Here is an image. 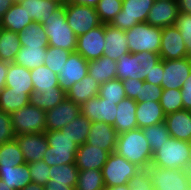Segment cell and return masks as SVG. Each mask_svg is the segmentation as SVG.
<instances>
[{
    "label": "cell",
    "instance_id": "cell-33",
    "mask_svg": "<svg viewBox=\"0 0 191 190\" xmlns=\"http://www.w3.org/2000/svg\"><path fill=\"white\" fill-rule=\"evenodd\" d=\"M65 98L66 92L60 86H56L52 90L44 91V93L33 91L30 94L29 104L48 111L61 103Z\"/></svg>",
    "mask_w": 191,
    "mask_h": 190
},
{
    "label": "cell",
    "instance_id": "cell-29",
    "mask_svg": "<svg viewBox=\"0 0 191 190\" xmlns=\"http://www.w3.org/2000/svg\"><path fill=\"white\" fill-rule=\"evenodd\" d=\"M116 65L117 61L103 55L98 59L88 61V74L101 85L117 79Z\"/></svg>",
    "mask_w": 191,
    "mask_h": 190
},
{
    "label": "cell",
    "instance_id": "cell-46",
    "mask_svg": "<svg viewBox=\"0 0 191 190\" xmlns=\"http://www.w3.org/2000/svg\"><path fill=\"white\" fill-rule=\"evenodd\" d=\"M98 96L110 101H117V104L127 98L123 83L120 79L110 80L101 84Z\"/></svg>",
    "mask_w": 191,
    "mask_h": 190
},
{
    "label": "cell",
    "instance_id": "cell-57",
    "mask_svg": "<svg viewBox=\"0 0 191 190\" xmlns=\"http://www.w3.org/2000/svg\"><path fill=\"white\" fill-rule=\"evenodd\" d=\"M178 5L180 12L191 15V0H178Z\"/></svg>",
    "mask_w": 191,
    "mask_h": 190
},
{
    "label": "cell",
    "instance_id": "cell-59",
    "mask_svg": "<svg viewBox=\"0 0 191 190\" xmlns=\"http://www.w3.org/2000/svg\"><path fill=\"white\" fill-rule=\"evenodd\" d=\"M99 0H69V2H72L74 4L79 5H86L91 7H96Z\"/></svg>",
    "mask_w": 191,
    "mask_h": 190
},
{
    "label": "cell",
    "instance_id": "cell-51",
    "mask_svg": "<svg viewBox=\"0 0 191 190\" xmlns=\"http://www.w3.org/2000/svg\"><path fill=\"white\" fill-rule=\"evenodd\" d=\"M15 139L10 114L0 110V146Z\"/></svg>",
    "mask_w": 191,
    "mask_h": 190
},
{
    "label": "cell",
    "instance_id": "cell-63",
    "mask_svg": "<svg viewBox=\"0 0 191 190\" xmlns=\"http://www.w3.org/2000/svg\"><path fill=\"white\" fill-rule=\"evenodd\" d=\"M58 3L60 6H64L69 0H49Z\"/></svg>",
    "mask_w": 191,
    "mask_h": 190
},
{
    "label": "cell",
    "instance_id": "cell-39",
    "mask_svg": "<svg viewBox=\"0 0 191 190\" xmlns=\"http://www.w3.org/2000/svg\"><path fill=\"white\" fill-rule=\"evenodd\" d=\"M25 164L24 155L16 139L0 146V168H9Z\"/></svg>",
    "mask_w": 191,
    "mask_h": 190
},
{
    "label": "cell",
    "instance_id": "cell-50",
    "mask_svg": "<svg viewBox=\"0 0 191 190\" xmlns=\"http://www.w3.org/2000/svg\"><path fill=\"white\" fill-rule=\"evenodd\" d=\"M128 185L130 190H154V186L148 174L147 169L139 170L129 180Z\"/></svg>",
    "mask_w": 191,
    "mask_h": 190
},
{
    "label": "cell",
    "instance_id": "cell-56",
    "mask_svg": "<svg viewBox=\"0 0 191 190\" xmlns=\"http://www.w3.org/2000/svg\"><path fill=\"white\" fill-rule=\"evenodd\" d=\"M8 62L0 60V92L5 87V79L8 71Z\"/></svg>",
    "mask_w": 191,
    "mask_h": 190
},
{
    "label": "cell",
    "instance_id": "cell-12",
    "mask_svg": "<svg viewBox=\"0 0 191 190\" xmlns=\"http://www.w3.org/2000/svg\"><path fill=\"white\" fill-rule=\"evenodd\" d=\"M81 114L90 122H104L113 125L116 120L117 101H110L98 95L80 106Z\"/></svg>",
    "mask_w": 191,
    "mask_h": 190
},
{
    "label": "cell",
    "instance_id": "cell-37",
    "mask_svg": "<svg viewBox=\"0 0 191 190\" xmlns=\"http://www.w3.org/2000/svg\"><path fill=\"white\" fill-rule=\"evenodd\" d=\"M91 127L90 120L81 113L76 119L65 125L61 132L66 134L78 146L86 143Z\"/></svg>",
    "mask_w": 191,
    "mask_h": 190
},
{
    "label": "cell",
    "instance_id": "cell-34",
    "mask_svg": "<svg viewBox=\"0 0 191 190\" xmlns=\"http://www.w3.org/2000/svg\"><path fill=\"white\" fill-rule=\"evenodd\" d=\"M46 50L47 47L22 46L13 63L23 66L29 70L40 67L44 64Z\"/></svg>",
    "mask_w": 191,
    "mask_h": 190
},
{
    "label": "cell",
    "instance_id": "cell-54",
    "mask_svg": "<svg viewBox=\"0 0 191 190\" xmlns=\"http://www.w3.org/2000/svg\"><path fill=\"white\" fill-rule=\"evenodd\" d=\"M183 109L191 111V73L186 78L181 88Z\"/></svg>",
    "mask_w": 191,
    "mask_h": 190
},
{
    "label": "cell",
    "instance_id": "cell-8",
    "mask_svg": "<svg viewBox=\"0 0 191 190\" xmlns=\"http://www.w3.org/2000/svg\"><path fill=\"white\" fill-rule=\"evenodd\" d=\"M139 170L138 166L116 152L110 153L101 170L105 188L128 184Z\"/></svg>",
    "mask_w": 191,
    "mask_h": 190
},
{
    "label": "cell",
    "instance_id": "cell-4",
    "mask_svg": "<svg viewBox=\"0 0 191 190\" xmlns=\"http://www.w3.org/2000/svg\"><path fill=\"white\" fill-rule=\"evenodd\" d=\"M48 36V45L75 52L77 36L69 27L64 7L60 6L48 19L42 22Z\"/></svg>",
    "mask_w": 191,
    "mask_h": 190
},
{
    "label": "cell",
    "instance_id": "cell-65",
    "mask_svg": "<svg viewBox=\"0 0 191 190\" xmlns=\"http://www.w3.org/2000/svg\"><path fill=\"white\" fill-rule=\"evenodd\" d=\"M188 171H189V174H190V176H191V165H190V168H189V170H188Z\"/></svg>",
    "mask_w": 191,
    "mask_h": 190
},
{
    "label": "cell",
    "instance_id": "cell-1",
    "mask_svg": "<svg viewBox=\"0 0 191 190\" xmlns=\"http://www.w3.org/2000/svg\"><path fill=\"white\" fill-rule=\"evenodd\" d=\"M115 152L140 169L151 165L153 153L141 128L118 134Z\"/></svg>",
    "mask_w": 191,
    "mask_h": 190
},
{
    "label": "cell",
    "instance_id": "cell-27",
    "mask_svg": "<svg viewBox=\"0 0 191 190\" xmlns=\"http://www.w3.org/2000/svg\"><path fill=\"white\" fill-rule=\"evenodd\" d=\"M100 84L87 74L82 80L74 83L66 92V98L74 101L78 105H82L88 99L99 94Z\"/></svg>",
    "mask_w": 191,
    "mask_h": 190
},
{
    "label": "cell",
    "instance_id": "cell-13",
    "mask_svg": "<svg viewBox=\"0 0 191 190\" xmlns=\"http://www.w3.org/2000/svg\"><path fill=\"white\" fill-rule=\"evenodd\" d=\"M105 24L89 30L87 33L77 37L76 52L87 61L98 59L104 55Z\"/></svg>",
    "mask_w": 191,
    "mask_h": 190
},
{
    "label": "cell",
    "instance_id": "cell-38",
    "mask_svg": "<svg viewBox=\"0 0 191 190\" xmlns=\"http://www.w3.org/2000/svg\"><path fill=\"white\" fill-rule=\"evenodd\" d=\"M29 98L30 95L26 92L13 91L9 87H4L0 92V110L11 114L28 105Z\"/></svg>",
    "mask_w": 191,
    "mask_h": 190
},
{
    "label": "cell",
    "instance_id": "cell-30",
    "mask_svg": "<svg viewBox=\"0 0 191 190\" xmlns=\"http://www.w3.org/2000/svg\"><path fill=\"white\" fill-rule=\"evenodd\" d=\"M0 179L14 190H21L32 182L28 164L0 168Z\"/></svg>",
    "mask_w": 191,
    "mask_h": 190
},
{
    "label": "cell",
    "instance_id": "cell-18",
    "mask_svg": "<svg viewBox=\"0 0 191 190\" xmlns=\"http://www.w3.org/2000/svg\"><path fill=\"white\" fill-rule=\"evenodd\" d=\"M179 13L178 0H155L146 22L160 28L173 26Z\"/></svg>",
    "mask_w": 191,
    "mask_h": 190
},
{
    "label": "cell",
    "instance_id": "cell-14",
    "mask_svg": "<svg viewBox=\"0 0 191 190\" xmlns=\"http://www.w3.org/2000/svg\"><path fill=\"white\" fill-rule=\"evenodd\" d=\"M88 74V61L78 52H71L58 74L60 88L67 92L71 86Z\"/></svg>",
    "mask_w": 191,
    "mask_h": 190
},
{
    "label": "cell",
    "instance_id": "cell-2",
    "mask_svg": "<svg viewBox=\"0 0 191 190\" xmlns=\"http://www.w3.org/2000/svg\"><path fill=\"white\" fill-rule=\"evenodd\" d=\"M152 166L165 169L189 170L191 165V143L170 137L153 153Z\"/></svg>",
    "mask_w": 191,
    "mask_h": 190
},
{
    "label": "cell",
    "instance_id": "cell-15",
    "mask_svg": "<svg viewBox=\"0 0 191 190\" xmlns=\"http://www.w3.org/2000/svg\"><path fill=\"white\" fill-rule=\"evenodd\" d=\"M191 73V58L164 60L161 86L163 89H181Z\"/></svg>",
    "mask_w": 191,
    "mask_h": 190
},
{
    "label": "cell",
    "instance_id": "cell-17",
    "mask_svg": "<svg viewBox=\"0 0 191 190\" xmlns=\"http://www.w3.org/2000/svg\"><path fill=\"white\" fill-rule=\"evenodd\" d=\"M159 55L161 60H172L188 57L183 37L175 25L162 28Z\"/></svg>",
    "mask_w": 191,
    "mask_h": 190
},
{
    "label": "cell",
    "instance_id": "cell-55",
    "mask_svg": "<svg viewBox=\"0 0 191 190\" xmlns=\"http://www.w3.org/2000/svg\"><path fill=\"white\" fill-rule=\"evenodd\" d=\"M44 190H75V188L68 184L53 183V180H49L45 184Z\"/></svg>",
    "mask_w": 191,
    "mask_h": 190
},
{
    "label": "cell",
    "instance_id": "cell-42",
    "mask_svg": "<svg viewBox=\"0 0 191 190\" xmlns=\"http://www.w3.org/2000/svg\"><path fill=\"white\" fill-rule=\"evenodd\" d=\"M142 131L150 145L152 153L158 150V148H161L167 139L171 137L165 122L143 128Z\"/></svg>",
    "mask_w": 191,
    "mask_h": 190
},
{
    "label": "cell",
    "instance_id": "cell-64",
    "mask_svg": "<svg viewBox=\"0 0 191 190\" xmlns=\"http://www.w3.org/2000/svg\"><path fill=\"white\" fill-rule=\"evenodd\" d=\"M13 3H20L22 0H12Z\"/></svg>",
    "mask_w": 191,
    "mask_h": 190
},
{
    "label": "cell",
    "instance_id": "cell-47",
    "mask_svg": "<svg viewBox=\"0 0 191 190\" xmlns=\"http://www.w3.org/2000/svg\"><path fill=\"white\" fill-rule=\"evenodd\" d=\"M29 167V173L31 174V179L33 183H37L38 185L45 186V184L50 180L49 170L50 166H48L43 159L39 161H34L27 163Z\"/></svg>",
    "mask_w": 191,
    "mask_h": 190
},
{
    "label": "cell",
    "instance_id": "cell-6",
    "mask_svg": "<svg viewBox=\"0 0 191 190\" xmlns=\"http://www.w3.org/2000/svg\"><path fill=\"white\" fill-rule=\"evenodd\" d=\"M125 33L130 53L160 52L162 28L152 26L147 22H140L126 30Z\"/></svg>",
    "mask_w": 191,
    "mask_h": 190
},
{
    "label": "cell",
    "instance_id": "cell-62",
    "mask_svg": "<svg viewBox=\"0 0 191 190\" xmlns=\"http://www.w3.org/2000/svg\"><path fill=\"white\" fill-rule=\"evenodd\" d=\"M0 190H14L8 186L2 179H0Z\"/></svg>",
    "mask_w": 191,
    "mask_h": 190
},
{
    "label": "cell",
    "instance_id": "cell-16",
    "mask_svg": "<svg viewBox=\"0 0 191 190\" xmlns=\"http://www.w3.org/2000/svg\"><path fill=\"white\" fill-rule=\"evenodd\" d=\"M81 113L80 105L65 98L54 108L46 111V131L61 130Z\"/></svg>",
    "mask_w": 191,
    "mask_h": 190
},
{
    "label": "cell",
    "instance_id": "cell-44",
    "mask_svg": "<svg viewBox=\"0 0 191 190\" xmlns=\"http://www.w3.org/2000/svg\"><path fill=\"white\" fill-rule=\"evenodd\" d=\"M181 89H163L160 98V105L162 106L165 115L183 110Z\"/></svg>",
    "mask_w": 191,
    "mask_h": 190
},
{
    "label": "cell",
    "instance_id": "cell-9",
    "mask_svg": "<svg viewBox=\"0 0 191 190\" xmlns=\"http://www.w3.org/2000/svg\"><path fill=\"white\" fill-rule=\"evenodd\" d=\"M146 169L154 190H191V176L188 170L165 169L152 165Z\"/></svg>",
    "mask_w": 191,
    "mask_h": 190
},
{
    "label": "cell",
    "instance_id": "cell-19",
    "mask_svg": "<svg viewBox=\"0 0 191 190\" xmlns=\"http://www.w3.org/2000/svg\"><path fill=\"white\" fill-rule=\"evenodd\" d=\"M15 139L24 155L25 163L43 159L49 146L45 133L22 134L15 136Z\"/></svg>",
    "mask_w": 191,
    "mask_h": 190
},
{
    "label": "cell",
    "instance_id": "cell-40",
    "mask_svg": "<svg viewBox=\"0 0 191 190\" xmlns=\"http://www.w3.org/2000/svg\"><path fill=\"white\" fill-rule=\"evenodd\" d=\"M79 169L76 164H63L50 167L49 176L53 183L68 184L76 187Z\"/></svg>",
    "mask_w": 191,
    "mask_h": 190
},
{
    "label": "cell",
    "instance_id": "cell-7",
    "mask_svg": "<svg viewBox=\"0 0 191 190\" xmlns=\"http://www.w3.org/2000/svg\"><path fill=\"white\" fill-rule=\"evenodd\" d=\"M14 135L45 133L46 111L28 104L10 114Z\"/></svg>",
    "mask_w": 191,
    "mask_h": 190
},
{
    "label": "cell",
    "instance_id": "cell-60",
    "mask_svg": "<svg viewBox=\"0 0 191 190\" xmlns=\"http://www.w3.org/2000/svg\"><path fill=\"white\" fill-rule=\"evenodd\" d=\"M21 190H44V187L41 185H38L37 183L31 182Z\"/></svg>",
    "mask_w": 191,
    "mask_h": 190
},
{
    "label": "cell",
    "instance_id": "cell-5",
    "mask_svg": "<svg viewBox=\"0 0 191 190\" xmlns=\"http://www.w3.org/2000/svg\"><path fill=\"white\" fill-rule=\"evenodd\" d=\"M48 148L43 161L50 167L63 164H74L78 145L61 130L45 131Z\"/></svg>",
    "mask_w": 191,
    "mask_h": 190
},
{
    "label": "cell",
    "instance_id": "cell-35",
    "mask_svg": "<svg viewBox=\"0 0 191 190\" xmlns=\"http://www.w3.org/2000/svg\"><path fill=\"white\" fill-rule=\"evenodd\" d=\"M18 33L1 28L0 31V60L13 63L21 49Z\"/></svg>",
    "mask_w": 191,
    "mask_h": 190
},
{
    "label": "cell",
    "instance_id": "cell-3",
    "mask_svg": "<svg viewBox=\"0 0 191 190\" xmlns=\"http://www.w3.org/2000/svg\"><path fill=\"white\" fill-rule=\"evenodd\" d=\"M161 61L159 53L149 51L127 53L120 57L116 65V77L121 81L128 78L145 80L153 70V66Z\"/></svg>",
    "mask_w": 191,
    "mask_h": 190
},
{
    "label": "cell",
    "instance_id": "cell-53",
    "mask_svg": "<svg viewBox=\"0 0 191 190\" xmlns=\"http://www.w3.org/2000/svg\"><path fill=\"white\" fill-rule=\"evenodd\" d=\"M164 72V60L159 61L156 65L153 66V70L150 75H147L145 81L152 83L154 85L161 86L162 76Z\"/></svg>",
    "mask_w": 191,
    "mask_h": 190
},
{
    "label": "cell",
    "instance_id": "cell-61",
    "mask_svg": "<svg viewBox=\"0 0 191 190\" xmlns=\"http://www.w3.org/2000/svg\"><path fill=\"white\" fill-rule=\"evenodd\" d=\"M104 190H130L129 185H118L113 187H106Z\"/></svg>",
    "mask_w": 191,
    "mask_h": 190
},
{
    "label": "cell",
    "instance_id": "cell-21",
    "mask_svg": "<svg viewBox=\"0 0 191 190\" xmlns=\"http://www.w3.org/2000/svg\"><path fill=\"white\" fill-rule=\"evenodd\" d=\"M108 156L109 153L102 148L84 143L78 147L75 164L79 170H102Z\"/></svg>",
    "mask_w": 191,
    "mask_h": 190
},
{
    "label": "cell",
    "instance_id": "cell-58",
    "mask_svg": "<svg viewBox=\"0 0 191 190\" xmlns=\"http://www.w3.org/2000/svg\"><path fill=\"white\" fill-rule=\"evenodd\" d=\"M12 5H13L12 0H0V20Z\"/></svg>",
    "mask_w": 191,
    "mask_h": 190
},
{
    "label": "cell",
    "instance_id": "cell-41",
    "mask_svg": "<svg viewBox=\"0 0 191 190\" xmlns=\"http://www.w3.org/2000/svg\"><path fill=\"white\" fill-rule=\"evenodd\" d=\"M105 184L101 170H79L75 190H104Z\"/></svg>",
    "mask_w": 191,
    "mask_h": 190
},
{
    "label": "cell",
    "instance_id": "cell-32",
    "mask_svg": "<svg viewBox=\"0 0 191 190\" xmlns=\"http://www.w3.org/2000/svg\"><path fill=\"white\" fill-rule=\"evenodd\" d=\"M18 35L21 46L48 47V36L42 23L32 22Z\"/></svg>",
    "mask_w": 191,
    "mask_h": 190
},
{
    "label": "cell",
    "instance_id": "cell-23",
    "mask_svg": "<svg viewBox=\"0 0 191 190\" xmlns=\"http://www.w3.org/2000/svg\"><path fill=\"white\" fill-rule=\"evenodd\" d=\"M164 122L172 138L191 143V111L183 109L170 113Z\"/></svg>",
    "mask_w": 191,
    "mask_h": 190
},
{
    "label": "cell",
    "instance_id": "cell-31",
    "mask_svg": "<svg viewBox=\"0 0 191 190\" xmlns=\"http://www.w3.org/2000/svg\"><path fill=\"white\" fill-rule=\"evenodd\" d=\"M20 4L25 7L33 22L39 23L48 19L60 7L58 3L49 0H22Z\"/></svg>",
    "mask_w": 191,
    "mask_h": 190
},
{
    "label": "cell",
    "instance_id": "cell-26",
    "mask_svg": "<svg viewBox=\"0 0 191 190\" xmlns=\"http://www.w3.org/2000/svg\"><path fill=\"white\" fill-rule=\"evenodd\" d=\"M135 113L138 128L141 129L164 122L166 116L160 102L156 101L137 102Z\"/></svg>",
    "mask_w": 191,
    "mask_h": 190
},
{
    "label": "cell",
    "instance_id": "cell-49",
    "mask_svg": "<svg viewBox=\"0 0 191 190\" xmlns=\"http://www.w3.org/2000/svg\"><path fill=\"white\" fill-rule=\"evenodd\" d=\"M162 86L154 85L143 80V85L140 87V98L136 100V102H144V101H156L160 102V98L162 95Z\"/></svg>",
    "mask_w": 191,
    "mask_h": 190
},
{
    "label": "cell",
    "instance_id": "cell-43",
    "mask_svg": "<svg viewBox=\"0 0 191 190\" xmlns=\"http://www.w3.org/2000/svg\"><path fill=\"white\" fill-rule=\"evenodd\" d=\"M70 53L71 51L48 45L44 65L54 73L59 74L64 63L68 60Z\"/></svg>",
    "mask_w": 191,
    "mask_h": 190
},
{
    "label": "cell",
    "instance_id": "cell-36",
    "mask_svg": "<svg viewBox=\"0 0 191 190\" xmlns=\"http://www.w3.org/2000/svg\"><path fill=\"white\" fill-rule=\"evenodd\" d=\"M30 72L35 92L44 93V91L52 90V88L59 86L58 74L44 64L30 70Z\"/></svg>",
    "mask_w": 191,
    "mask_h": 190
},
{
    "label": "cell",
    "instance_id": "cell-45",
    "mask_svg": "<svg viewBox=\"0 0 191 190\" xmlns=\"http://www.w3.org/2000/svg\"><path fill=\"white\" fill-rule=\"evenodd\" d=\"M123 0H99L96 8L99 20L103 24H110L122 10Z\"/></svg>",
    "mask_w": 191,
    "mask_h": 190
},
{
    "label": "cell",
    "instance_id": "cell-22",
    "mask_svg": "<svg viewBox=\"0 0 191 190\" xmlns=\"http://www.w3.org/2000/svg\"><path fill=\"white\" fill-rule=\"evenodd\" d=\"M104 56L118 61L120 57L129 53L127 35L124 30L105 24Z\"/></svg>",
    "mask_w": 191,
    "mask_h": 190
},
{
    "label": "cell",
    "instance_id": "cell-25",
    "mask_svg": "<svg viewBox=\"0 0 191 190\" xmlns=\"http://www.w3.org/2000/svg\"><path fill=\"white\" fill-rule=\"evenodd\" d=\"M5 87L30 95L34 91L30 70L15 63H9Z\"/></svg>",
    "mask_w": 191,
    "mask_h": 190
},
{
    "label": "cell",
    "instance_id": "cell-10",
    "mask_svg": "<svg viewBox=\"0 0 191 190\" xmlns=\"http://www.w3.org/2000/svg\"><path fill=\"white\" fill-rule=\"evenodd\" d=\"M63 7L67 23L77 37L101 24L95 7L69 1Z\"/></svg>",
    "mask_w": 191,
    "mask_h": 190
},
{
    "label": "cell",
    "instance_id": "cell-24",
    "mask_svg": "<svg viewBox=\"0 0 191 190\" xmlns=\"http://www.w3.org/2000/svg\"><path fill=\"white\" fill-rule=\"evenodd\" d=\"M136 107L137 102L130 98H125L117 104L116 120L113 124L117 134L138 128L135 113Z\"/></svg>",
    "mask_w": 191,
    "mask_h": 190
},
{
    "label": "cell",
    "instance_id": "cell-28",
    "mask_svg": "<svg viewBox=\"0 0 191 190\" xmlns=\"http://www.w3.org/2000/svg\"><path fill=\"white\" fill-rule=\"evenodd\" d=\"M32 22L33 19L28 15L25 7H22L20 3H13L10 9L1 18L0 27L15 33H20Z\"/></svg>",
    "mask_w": 191,
    "mask_h": 190
},
{
    "label": "cell",
    "instance_id": "cell-48",
    "mask_svg": "<svg viewBox=\"0 0 191 190\" xmlns=\"http://www.w3.org/2000/svg\"><path fill=\"white\" fill-rule=\"evenodd\" d=\"M174 25L180 31V34L182 35L185 42L188 57L191 58V15L180 12Z\"/></svg>",
    "mask_w": 191,
    "mask_h": 190
},
{
    "label": "cell",
    "instance_id": "cell-52",
    "mask_svg": "<svg viewBox=\"0 0 191 190\" xmlns=\"http://www.w3.org/2000/svg\"><path fill=\"white\" fill-rule=\"evenodd\" d=\"M127 98L135 101L140 98V87L143 85V80L128 78L122 81Z\"/></svg>",
    "mask_w": 191,
    "mask_h": 190
},
{
    "label": "cell",
    "instance_id": "cell-11",
    "mask_svg": "<svg viewBox=\"0 0 191 190\" xmlns=\"http://www.w3.org/2000/svg\"><path fill=\"white\" fill-rule=\"evenodd\" d=\"M154 2L155 0H123L122 10L110 24L126 31L140 22H146Z\"/></svg>",
    "mask_w": 191,
    "mask_h": 190
},
{
    "label": "cell",
    "instance_id": "cell-20",
    "mask_svg": "<svg viewBox=\"0 0 191 190\" xmlns=\"http://www.w3.org/2000/svg\"><path fill=\"white\" fill-rule=\"evenodd\" d=\"M118 134L113 125L104 122H91L86 143L102 148L109 154L115 152Z\"/></svg>",
    "mask_w": 191,
    "mask_h": 190
}]
</instances>
